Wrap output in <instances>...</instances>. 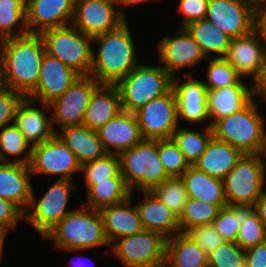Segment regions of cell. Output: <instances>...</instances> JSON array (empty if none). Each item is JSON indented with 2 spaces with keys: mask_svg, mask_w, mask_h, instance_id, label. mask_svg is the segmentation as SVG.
<instances>
[{
  "mask_svg": "<svg viewBox=\"0 0 266 267\" xmlns=\"http://www.w3.org/2000/svg\"><path fill=\"white\" fill-rule=\"evenodd\" d=\"M25 96L10 88L0 89V129L9 122L14 123L17 107Z\"/></svg>",
  "mask_w": 266,
  "mask_h": 267,
  "instance_id": "45",
  "label": "cell"
},
{
  "mask_svg": "<svg viewBox=\"0 0 266 267\" xmlns=\"http://www.w3.org/2000/svg\"><path fill=\"white\" fill-rule=\"evenodd\" d=\"M74 267H86V266L83 264V262L79 261L77 265H74Z\"/></svg>",
  "mask_w": 266,
  "mask_h": 267,
  "instance_id": "57",
  "label": "cell"
},
{
  "mask_svg": "<svg viewBox=\"0 0 266 267\" xmlns=\"http://www.w3.org/2000/svg\"><path fill=\"white\" fill-rule=\"evenodd\" d=\"M115 4L116 0H76L72 25L92 38L113 31L126 21Z\"/></svg>",
  "mask_w": 266,
  "mask_h": 267,
  "instance_id": "13",
  "label": "cell"
},
{
  "mask_svg": "<svg viewBox=\"0 0 266 267\" xmlns=\"http://www.w3.org/2000/svg\"><path fill=\"white\" fill-rule=\"evenodd\" d=\"M65 215L43 238L52 239L58 249L83 251L110 244L105 231L100 210L81 205Z\"/></svg>",
  "mask_w": 266,
  "mask_h": 267,
  "instance_id": "3",
  "label": "cell"
},
{
  "mask_svg": "<svg viewBox=\"0 0 266 267\" xmlns=\"http://www.w3.org/2000/svg\"><path fill=\"white\" fill-rule=\"evenodd\" d=\"M254 211L257 213L260 220L264 223L266 227V191L264 189L261 196L257 199L253 205Z\"/></svg>",
  "mask_w": 266,
  "mask_h": 267,
  "instance_id": "52",
  "label": "cell"
},
{
  "mask_svg": "<svg viewBox=\"0 0 266 267\" xmlns=\"http://www.w3.org/2000/svg\"><path fill=\"white\" fill-rule=\"evenodd\" d=\"M145 2V1H147V0H116V3H117V5L119 4H121V5H123V6H129V5H133V4H137V3H139V2Z\"/></svg>",
  "mask_w": 266,
  "mask_h": 267,
  "instance_id": "53",
  "label": "cell"
},
{
  "mask_svg": "<svg viewBox=\"0 0 266 267\" xmlns=\"http://www.w3.org/2000/svg\"><path fill=\"white\" fill-rule=\"evenodd\" d=\"M254 95H261V101H266V60L259 78L253 83Z\"/></svg>",
  "mask_w": 266,
  "mask_h": 267,
  "instance_id": "51",
  "label": "cell"
},
{
  "mask_svg": "<svg viewBox=\"0 0 266 267\" xmlns=\"http://www.w3.org/2000/svg\"><path fill=\"white\" fill-rule=\"evenodd\" d=\"M253 30L266 43V0L255 3Z\"/></svg>",
  "mask_w": 266,
  "mask_h": 267,
  "instance_id": "50",
  "label": "cell"
},
{
  "mask_svg": "<svg viewBox=\"0 0 266 267\" xmlns=\"http://www.w3.org/2000/svg\"><path fill=\"white\" fill-rule=\"evenodd\" d=\"M252 30L249 34L230 41L226 60L243 76H253L252 84L259 78L266 60V43Z\"/></svg>",
  "mask_w": 266,
  "mask_h": 267,
  "instance_id": "18",
  "label": "cell"
},
{
  "mask_svg": "<svg viewBox=\"0 0 266 267\" xmlns=\"http://www.w3.org/2000/svg\"><path fill=\"white\" fill-rule=\"evenodd\" d=\"M254 0H209L205 19L232 39L249 34L254 24Z\"/></svg>",
  "mask_w": 266,
  "mask_h": 267,
  "instance_id": "14",
  "label": "cell"
},
{
  "mask_svg": "<svg viewBox=\"0 0 266 267\" xmlns=\"http://www.w3.org/2000/svg\"><path fill=\"white\" fill-rule=\"evenodd\" d=\"M240 223L236 243L244 250L266 241V227L251 205L226 206Z\"/></svg>",
  "mask_w": 266,
  "mask_h": 267,
  "instance_id": "32",
  "label": "cell"
},
{
  "mask_svg": "<svg viewBox=\"0 0 266 267\" xmlns=\"http://www.w3.org/2000/svg\"><path fill=\"white\" fill-rule=\"evenodd\" d=\"M205 130L206 133L201 134L194 130L178 128L171 137L190 165H194L202 156L208 143L213 138V132L209 125Z\"/></svg>",
  "mask_w": 266,
  "mask_h": 267,
  "instance_id": "36",
  "label": "cell"
},
{
  "mask_svg": "<svg viewBox=\"0 0 266 267\" xmlns=\"http://www.w3.org/2000/svg\"><path fill=\"white\" fill-rule=\"evenodd\" d=\"M94 41L100 47L97 53H92L90 75L100 84H116L137 66V51L127 21L113 31L94 37Z\"/></svg>",
  "mask_w": 266,
  "mask_h": 267,
  "instance_id": "2",
  "label": "cell"
},
{
  "mask_svg": "<svg viewBox=\"0 0 266 267\" xmlns=\"http://www.w3.org/2000/svg\"><path fill=\"white\" fill-rule=\"evenodd\" d=\"M158 152L169 177H181L191 166L172 138L158 139Z\"/></svg>",
  "mask_w": 266,
  "mask_h": 267,
  "instance_id": "42",
  "label": "cell"
},
{
  "mask_svg": "<svg viewBox=\"0 0 266 267\" xmlns=\"http://www.w3.org/2000/svg\"><path fill=\"white\" fill-rule=\"evenodd\" d=\"M76 0H26V24L29 33L71 25ZM69 23V24H68Z\"/></svg>",
  "mask_w": 266,
  "mask_h": 267,
  "instance_id": "17",
  "label": "cell"
},
{
  "mask_svg": "<svg viewBox=\"0 0 266 267\" xmlns=\"http://www.w3.org/2000/svg\"><path fill=\"white\" fill-rule=\"evenodd\" d=\"M132 192L123 177H112L110 180L97 181L87 190V203L83 205L95 210L120 204L126 201Z\"/></svg>",
  "mask_w": 266,
  "mask_h": 267,
  "instance_id": "34",
  "label": "cell"
},
{
  "mask_svg": "<svg viewBox=\"0 0 266 267\" xmlns=\"http://www.w3.org/2000/svg\"><path fill=\"white\" fill-rule=\"evenodd\" d=\"M159 59L162 66L172 77L177 69L193 66L202 58H206L200 45L185 28H180L173 37H164L159 43Z\"/></svg>",
  "mask_w": 266,
  "mask_h": 267,
  "instance_id": "19",
  "label": "cell"
},
{
  "mask_svg": "<svg viewBox=\"0 0 266 267\" xmlns=\"http://www.w3.org/2000/svg\"><path fill=\"white\" fill-rule=\"evenodd\" d=\"M167 239L161 233L144 229L114 241L113 253L124 267H164Z\"/></svg>",
  "mask_w": 266,
  "mask_h": 267,
  "instance_id": "9",
  "label": "cell"
},
{
  "mask_svg": "<svg viewBox=\"0 0 266 267\" xmlns=\"http://www.w3.org/2000/svg\"><path fill=\"white\" fill-rule=\"evenodd\" d=\"M99 85L91 75H80L60 97L42 104L46 110H54L52 124H59L60 128L82 125L91 96Z\"/></svg>",
  "mask_w": 266,
  "mask_h": 267,
  "instance_id": "12",
  "label": "cell"
},
{
  "mask_svg": "<svg viewBox=\"0 0 266 267\" xmlns=\"http://www.w3.org/2000/svg\"><path fill=\"white\" fill-rule=\"evenodd\" d=\"M122 111L120 95L116 85L100 84L91 96L83 125L97 131Z\"/></svg>",
  "mask_w": 266,
  "mask_h": 267,
  "instance_id": "25",
  "label": "cell"
},
{
  "mask_svg": "<svg viewBox=\"0 0 266 267\" xmlns=\"http://www.w3.org/2000/svg\"><path fill=\"white\" fill-rule=\"evenodd\" d=\"M3 87L25 97L38 83L41 63L46 53L41 34L28 33L0 41Z\"/></svg>",
  "mask_w": 266,
  "mask_h": 267,
  "instance_id": "1",
  "label": "cell"
},
{
  "mask_svg": "<svg viewBox=\"0 0 266 267\" xmlns=\"http://www.w3.org/2000/svg\"><path fill=\"white\" fill-rule=\"evenodd\" d=\"M209 0H180L178 10L182 14L181 28L188 24L205 19Z\"/></svg>",
  "mask_w": 266,
  "mask_h": 267,
  "instance_id": "47",
  "label": "cell"
},
{
  "mask_svg": "<svg viewBox=\"0 0 266 267\" xmlns=\"http://www.w3.org/2000/svg\"><path fill=\"white\" fill-rule=\"evenodd\" d=\"M29 168L33 174H60L58 180H72L74 172L81 171L75 154L55 135L32 147Z\"/></svg>",
  "mask_w": 266,
  "mask_h": 267,
  "instance_id": "15",
  "label": "cell"
},
{
  "mask_svg": "<svg viewBox=\"0 0 266 267\" xmlns=\"http://www.w3.org/2000/svg\"><path fill=\"white\" fill-rule=\"evenodd\" d=\"M97 134L105 151L115 155H119L143 140L135 113L126 111H122L100 127ZM110 147L114 148V151Z\"/></svg>",
  "mask_w": 266,
  "mask_h": 267,
  "instance_id": "20",
  "label": "cell"
},
{
  "mask_svg": "<svg viewBox=\"0 0 266 267\" xmlns=\"http://www.w3.org/2000/svg\"><path fill=\"white\" fill-rule=\"evenodd\" d=\"M151 192L158 197L175 215L180 217L189 196L181 177H169L155 186Z\"/></svg>",
  "mask_w": 266,
  "mask_h": 267,
  "instance_id": "38",
  "label": "cell"
},
{
  "mask_svg": "<svg viewBox=\"0 0 266 267\" xmlns=\"http://www.w3.org/2000/svg\"><path fill=\"white\" fill-rule=\"evenodd\" d=\"M79 76L77 72L61 60L45 53L38 83L26 97L32 100L37 99L42 104H50L60 97Z\"/></svg>",
  "mask_w": 266,
  "mask_h": 267,
  "instance_id": "16",
  "label": "cell"
},
{
  "mask_svg": "<svg viewBox=\"0 0 266 267\" xmlns=\"http://www.w3.org/2000/svg\"><path fill=\"white\" fill-rule=\"evenodd\" d=\"M118 156L120 173L132 193L134 188L151 191L169 178L159 157L158 140L143 139Z\"/></svg>",
  "mask_w": 266,
  "mask_h": 267,
  "instance_id": "5",
  "label": "cell"
},
{
  "mask_svg": "<svg viewBox=\"0 0 266 267\" xmlns=\"http://www.w3.org/2000/svg\"><path fill=\"white\" fill-rule=\"evenodd\" d=\"M212 224L226 242L236 243L240 223L227 208H221Z\"/></svg>",
  "mask_w": 266,
  "mask_h": 267,
  "instance_id": "46",
  "label": "cell"
},
{
  "mask_svg": "<svg viewBox=\"0 0 266 267\" xmlns=\"http://www.w3.org/2000/svg\"><path fill=\"white\" fill-rule=\"evenodd\" d=\"M208 267H248L245 250L237 243L225 241L208 255Z\"/></svg>",
  "mask_w": 266,
  "mask_h": 267,
  "instance_id": "43",
  "label": "cell"
},
{
  "mask_svg": "<svg viewBox=\"0 0 266 267\" xmlns=\"http://www.w3.org/2000/svg\"><path fill=\"white\" fill-rule=\"evenodd\" d=\"M32 102L34 101L30 98L24 97L14 117V124L25 136L27 142L31 143V147L44 143L56 135L52 119L46 117L44 110L35 106L30 107Z\"/></svg>",
  "mask_w": 266,
  "mask_h": 267,
  "instance_id": "24",
  "label": "cell"
},
{
  "mask_svg": "<svg viewBox=\"0 0 266 267\" xmlns=\"http://www.w3.org/2000/svg\"><path fill=\"white\" fill-rule=\"evenodd\" d=\"M243 155L238 148L213 137L193 166L211 177L223 180Z\"/></svg>",
  "mask_w": 266,
  "mask_h": 267,
  "instance_id": "28",
  "label": "cell"
},
{
  "mask_svg": "<svg viewBox=\"0 0 266 267\" xmlns=\"http://www.w3.org/2000/svg\"><path fill=\"white\" fill-rule=\"evenodd\" d=\"M61 133L59 136L56 132V136L75 154L81 165L107 154L97 131L83 124L63 127Z\"/></svg>",
  "mask_w": 266,
  "mask_h": 267,
  "instance_id": "29",
  "label": "cell"
},
{
  "mask_svg": "<svg viewBox=\"0 0 266 267\" xmlns=\"http://www.w3.org/2000/svg\"><path fill=\"white\" fill-rule=\"evenodd\" d=\"M248 267H266V241L245 250Z\"/></svg>",
  "mask_w": 266,
  "mask_h": 267,
  "instance_id": "49",
  "label": "cell"
},
{
  "mask_svg": "<svg viewBox=\"0 0 266 267\" xmlns=\"http://www.w3.org/2000/svg\"><path fill=\"white\" fill-rule=\"evenodd\" d=\"M131 198L130 195L126 201L100 210L104 231L110 244H113L116 239L144 230L137 207L131 206Z\"/></svg>",
  "mask_w": 266,
  "mask_h": 267,
  "instance_id": "23",
  "label": "cell"
},
{
  "mask_svg": "<svg viewBox=\"0 0 266 267\" xmlns=\"http://www.w3.org/2000/svg\"><path fill=\"white\" fill-rule=\"evenodd\" d=\"M193 39L200 45L202 52L207 57L212 53L217 57L227 55L232 38L207 19L194 21L184 27Z\"/></svg>",
  "mask_w": 266,
  "mask_h": 267,
  "instance_id": "33",
  "label": "cell"
},
{
  "mask_svg": "<svg viewBox=\"0 0 266 267\" xmlns=\"http://www.w3.org/2000/svg\"><path fill=\"white\" fill-rule=\"evenodd\" d=\"M189 198L217 205L220 209L227 206L223 180L211 177L191 165L181 176Z\"/></svg>",
  "mask_w": 266,
  "mask_h": 267,
  "instance_id": "30",
  "label": "cell"
},
{
  "mask_svg": "<svg viewBox=\"0 0 266 267\" xmlns=\"http://www.w3.org/2000/svg\"><path fill=\"white\" fill-rule=\"evenodd\" d=\"M186 234L191 237L208 255L225 242L212 223L194 226L189 229Z\"/></svg>",
  "mask_w": 266,
  "mask_h": 267,
  "instance_id": "44",
  "label": "cell"
},
{
  "mask_svg": "<svg viewBox=\"0 0 266 267\" xmlns=\"http://www.w3.org/2000/svg\"><path fill=\"white\" fill-rule=\"evenodd\" d=\"M143 139H169L178 128L177 98L173 88L135 112Z\"/></svg>",
  "mask_w": 266,
  "mask_h": 267,
  "instance_id": "11",
  "label": "cell"
},
{
  "mask_svg": "<svg viewBox=\"0 0 266 267\" xmlns=\"http://www.w3.org/2000/svg\"><path fill=\"white\" fill-rule=\"evenodd\" d=\"M22 27V32L13 29ZM26 24V0H0V41L28 34Z\"/></svg>",
  "mask_w": 266,
  "mask_h": 267,
  "instance_id": "35",
  "label": "cell"
},
{
  "mask_svg": "<svg viewBox=\"0 0 266 267\" xmlns=\"http://www.w3.org/2000/svg\"><path fill=\"white\" fill-rule=\"evenodd\" d=\"M260 154H244L224 177L227 205H251L263 193L265 182L264 160Z\"/></svg>",
  "mask_w": 266,
  "mask_h": 267,
  "instance_id": "8",
  "label": "cell"
},
{
  "mask_svg": "<svg viewBox=\"0 0 266 267\" xmlns=\"http://www.w3.org/2000/svg\"><path fill=\"white\" fill-rule=\"evenodd\" d=\"M31 177L29 165L0 162V198L11 201L26 213L33 190L29 181Z\"/></svg>",
  "mask_w": 266,
  "mask_h": 267,
  "instance_id": "21",
  "label": "cell"
},
{
  "mask_svg": "<svg viewBox=\"0 0 266 267\" xmlns=\"http://www.w3.org/2000/svg\"><path fill=\"white\" fill-rule=\"evenodd\" d=\"M71 180H57L38 201L32 190L29 204L31 210L27 209L24 219L33 225L35 230L44 236L65 215L72 210H66L69 197L74 185ZM28 212V213H27Z\"/></svg>",
  "mask_w": 266,
  "mask_h": 267,
  "instance_id": "10",
  "label": "cell"
},
{
  "mask_svg": "<svg viewBox=\"0 0 266 267\" xmlns=\"http://www.w3.org/2000/svg\"><path fill=\"white\" fill-rule=\"evenodd\" d=\"M254 96L253 85H232L218 89L207 90L208 116L214 118L211 125L228 115L243 109Z\"/></svg>",
  "mask_w": 266,
  "mask_h": 267,
  "instance_id": "26",
  "label": "cell"
},
{
  "mask_svg": "<svg viewBox=\"0 0 266 267\" xmlns=\"http://www.w3.org/2000/svg\"><path fill=\"white\" fill-rule=\"evenodd\" d=\"M5 236L6 234L2 230H0V257L3 253L2 250H3L4 241H5Z\"/></svg>",
  "mask_w": 266,
  "mask_h": 267,
  "instance_id": "54",
  "label": "cell"
},
{
  "mask_svg": "<svg viewBox=\"0 0 266 267\" xmlns=\"http://www.w3.org/2000/svg\"><path fill=\"white\" fill-rule=\"evenodd\" d=\"M189 80L179 84L173 77L172 88L177 98L178 118L190 123L209 119L207 112V89L202 80L189 76Z\"/></svg>",
  "mask_w": 266,
  "mask_h": 267,
  "instance_id": "22",
  "label": "cell"
},
{
  "mask_svg": "<svg viewBox=\"0 0 266 267\" xmlns=\"http://www.w3.org/2000/svg\"><path fill=\"white\" fill-rule=\"evenodd\" d=\"M252 99L243 109L211 125L213 137L238 148L243 154H260L266 140L264 119Z\"/></svg>",
  "mask_w": 266,
  "mask_h": 267,
  "instance_id": "4",
  "label": "cell"
},
{
  "mask_svg": "<svg viewBox=\"0 0 266 267\" xmlns=\"http://www.w3.org/2000/svg\"><path fill=\"white\" fill-rule=\"evenodd\" d=\"M84 172L86 189L97 184V181L110 180L112 177H123L120 173L119 156L106 154L105 156L81 165Z\"/></svg>",
  "mask_w": 266,
  "mask_h": 267,
  "instance_id": "40",
  "label": "cell"
},
{
  "mask_svg": "<svg viewBox=\"0 0 266 267\" xmlns=\"http://www.w3.org/2000/svg\"><path fill=\"white\" fill-rule=\"evenodd\" d=\"M3 87L2 83V72H1V61H0V89Z\"/></svg>",
  "mask_w": 266,
  "mask_h": 267,
  "instance_id": "56",
  "label": "cell"
},
{
  "mask_svg": "<svg viewBox=\"0 0 266 267\" xmlns=\"http://www.w3.org/2000/svg\"><path fill=\"white\" fill-rule=\"evenodd\" d=\"M2 129V130H1ZM0 129V162H9L5 153L9 156L21 155L23 151L27 154L22 159L17 158L14 163L29 165L31 159L32 147L25 139V136L20 132L17 126L12 123ZM5 152V153H4Z\"/></svg>",
  "mask_w": 266,
  "mask_h": 267,
  "instance_id": "37",
  "label": "cell"
},
{
  "mask_svg": "<svg viewBox=\"0 0 266 267\" xmlns=\"http://www.w3.org/2000/svg\"><path fill=\"white\" fill-rule=\"evenodd\" d=\"M242 76L233 68L225 57L211 59L207 67L208 82H203L207 90L228 87L232 85H245Z\"/></svg>",
  "mask_w": 266,
  "mask_h": 267,
  "instance_id": "41",
  "label": "cell"
},
{
  "mask_svg": "<svg viewBox=\"0 0 266 267\" xmlns=\"http://www.w3.org/2000/svg\"><path fill=\"white\" fill-rule=\"evenodd\" d=\"M219 211L220 208L217 205L189 198L178 218L179 229L182 233H186L194 226L211 224Z\"/></svg>",
  "mask_w": 266,
  "mask_h": 267,
  "instance_id": "39",
  "label": "cell"
},
{
  "mask_svg": "<svg viewBox=\"0 0 266 267\" xmlns=\"http://www.w3.org/2000/svg\"><path fill=\"white\" fill-rule=\"evenodd\" d=\"M260 155L261 156L264 155L265 156V159H266V140H265V143L263 145V148H262V151H261ZM263 164H264V172L266 174V162H263Z\"/></svg>",
  "mask_w": 266,
  "mask_h": 267,
  "instance_id": "55",
  "label": "cell"
},
{
  "mask_svg": "<svg viewBox=\"0 0 266 267\" xmlns=\"http://www.w3.org/2000/svg\"><path fill=\"white\" fill-rule=\"evenodd\" d=\"M142 194L145 195L144 201L136 207L143 228L161 233L166 238L180 233L176 215L151 191H142Z\"/></svg>",
  "mask_w": 266,
  "mask_h": 267,
  "instance_id": "27",
  "label": "cell"
},
{
  "mask_svg": "<svg viewBox=\"0 0 266 267\" xmlns=\"http://www.w3.org/2000/svg\"><path fill=\"white\" fill-rule=\"evenodd\" d=\"M173 77L162 67L138 64L115 85L118 88L122 110L135 113L154 98L166 94Z\"/></svg>",
  "mask_w": 266,
  "mask_h": 267,
  "instance_id": "6",
  "label": "cell"
},
{
  "mask_svg": "<svg viewBox=\"0 0 266 267\" xmlns=\"http://www.w3.org/2000/svg\"><path fill=\"white\" fill-rule=\"evenodd\" d=\"M20 218L24 213L11 201L0 198V230L7 234L9 229H16Z\"/></svg>",
  "mask_w": 266,
  "mask_h": 267,
  "instance_id": "48",
  "label": "cell"
},
{
  "mask_svg": "<svg viewBox=\"0 0 266 267\" xmlns=\"http://www.w3.org/2000/svg\"><path fill=\"white\" fill-rule=\"evenodd\" d=\"M208 267V254L186 233L167 239L165 267Z\"/></svg>",
  "mask_w": 266,
  "mask_h": 267,
  "instance_id": "31",
  "label": "cell"
},
{
  "mask_svg": "<svg viewBox=\"0 0 266 267\" xmlns=\"http://www.w3.org/2000/svg\"><path fill=\"white\" fill-rule=\"evenodd\" d=\"M46 53L58 58L79 75H90L93 38L85 35L72 24L52 28L41 33Z\"/></svg>",
  "mask_w": 266,
  "mask_h": 267,
  "instance_id": "7",
  "label": "cell"
}]
</instances>
